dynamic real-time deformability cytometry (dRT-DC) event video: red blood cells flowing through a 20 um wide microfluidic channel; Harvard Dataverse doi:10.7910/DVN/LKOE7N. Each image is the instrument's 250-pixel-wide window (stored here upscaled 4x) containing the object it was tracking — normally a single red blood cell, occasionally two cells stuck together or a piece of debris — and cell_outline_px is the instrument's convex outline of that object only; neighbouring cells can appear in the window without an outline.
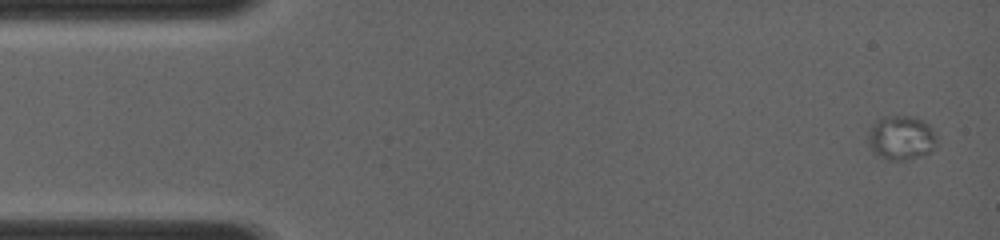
{"species": "common noctule bat (a hibernating species)", "species_latin": "Nyctalus noctula", "temperature_condition": "room temperature", "stored_images_in_passage": 3, "segment_of_instrument_passage": [1, 2], "camera_frame_rate_fps": 4000, "um_per_image_px": 0.085, "animal": {"sex": "female", "body_mass_g": 19.0, "forearm_length_mm": 56.7}, "frame": {"image": 1, "passage_image": 1, "time_ms": 0.0, "image_size_px": [1000, 240], "cell_outline_px": [[936, 144], [928, 152], [904, 160], [888, 160], [876, 152], [872, 148], [868, 140], [868, 132], [872, 124], [876, 120], [884, 116], [912, 116], [928, 124], [932, 128], [936, 136]], "centroid_in_image_um": [76.59, 11.68], "position_along_channel_um": 8.4, "area_um2": 17.28}}